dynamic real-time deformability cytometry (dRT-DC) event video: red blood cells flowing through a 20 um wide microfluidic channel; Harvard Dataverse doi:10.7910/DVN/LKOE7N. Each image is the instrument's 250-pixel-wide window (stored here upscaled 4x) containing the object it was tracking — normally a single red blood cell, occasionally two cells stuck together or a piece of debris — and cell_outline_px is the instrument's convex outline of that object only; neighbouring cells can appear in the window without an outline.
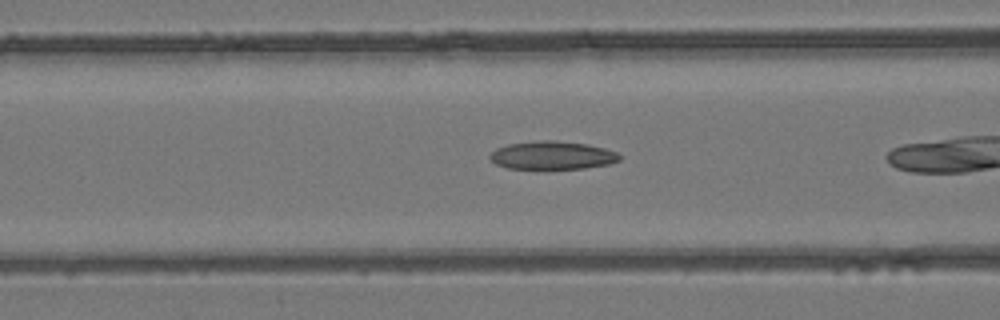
{"species": "common noctule bat (a hibernating species)", "species_latin": "Nyctalus noctula", "temperature_condition": "room temperature", "stored_images_in_passage": 9, "camera_frame_rate_fps": 3000, "um_per_image_px": 0.085, "animal": {"sex": "female", "body_mass_g": 24.6, "forearm_length_mm": 56.2}, "frame": {"image": 1, "passage_image": 5, "time_ms": 1.333, "image_size_px": [1000, 320], "cell_outline_px": [[620, 160], [608, 164], [584, 168], [508, 168], [496, 164], [488, 156], [496, 148], [508, 144], [540, 140], [556, 140], [588, 144], [604, 148], [616, 152], [620, 156]], "centroid_in_image_um": [46.94, 13.19], "position_along_channel_um": 119.7, "area_um2": 21.1}}
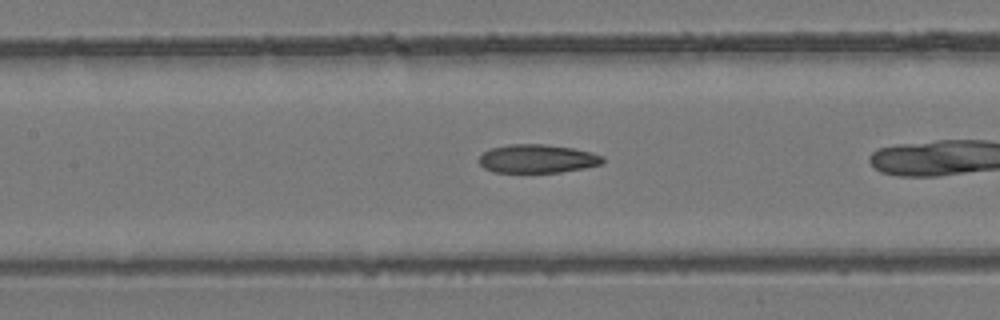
{"frame": {"image": 2, "passage_image": 8, "time_ms": 2.333, "image_size_px": [1000, 320], "cell_outline_px": [[604, 164], [584, 168], [560, 172], [492, 172], [484, 168], [480, 164], [480, 156], [484, 152], [492, 148], [508, 144], [544, 144], [572, 148], [592, 152], [604, 156]], "centroid_in_image_um": [45.71, 13.49], "position_along_channel_um": 161.7, "area_um2": 20.58}}